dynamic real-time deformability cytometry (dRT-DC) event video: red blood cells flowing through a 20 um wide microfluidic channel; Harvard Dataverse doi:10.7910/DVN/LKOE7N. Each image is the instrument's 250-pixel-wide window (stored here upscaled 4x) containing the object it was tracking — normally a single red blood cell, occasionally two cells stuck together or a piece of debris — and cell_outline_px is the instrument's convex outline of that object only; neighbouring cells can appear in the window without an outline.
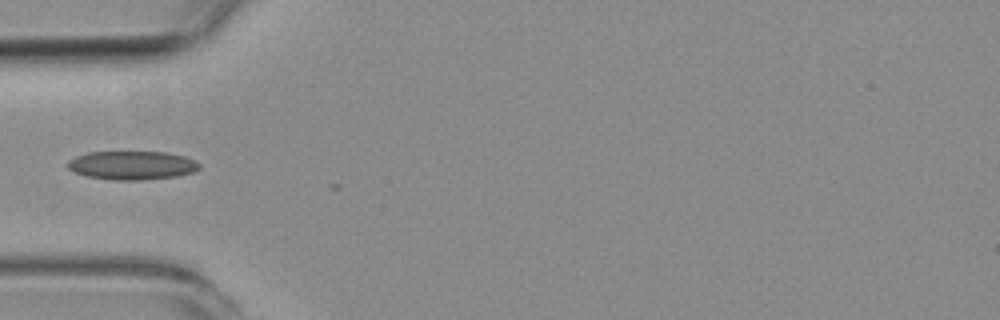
{"species": "common noctule bat (a hibernating species)", "species_latin": "Nyctalus noctula", "temperature_condition": "room temperature", "stored_images_in_passage": 11, "camera_frame_rate_fps": 3000, "um_per_image_px": 0.085, "animal": {"sex": "female", "body_mass_g": 19.3, "forearm_length_mm": 54.1}, "frame": {"image": 1, "passage_image": 1, "time_ms": 0.0, "image_size_px": [1000, 320], "cell_outline_px": [[200, 168], [192, 172], [176, 176], [140, 180], [112, 180], [88, 176], [76, 172], [68, 168], [68, 160], [76, 156], [88, 152], [164, 152], [184, 156], [196, 160], [200, 164]], "centroid_in_image_um": [11.23, 14.05], "position_along_channel_um": 73.8, "area_um2": 21.85}}